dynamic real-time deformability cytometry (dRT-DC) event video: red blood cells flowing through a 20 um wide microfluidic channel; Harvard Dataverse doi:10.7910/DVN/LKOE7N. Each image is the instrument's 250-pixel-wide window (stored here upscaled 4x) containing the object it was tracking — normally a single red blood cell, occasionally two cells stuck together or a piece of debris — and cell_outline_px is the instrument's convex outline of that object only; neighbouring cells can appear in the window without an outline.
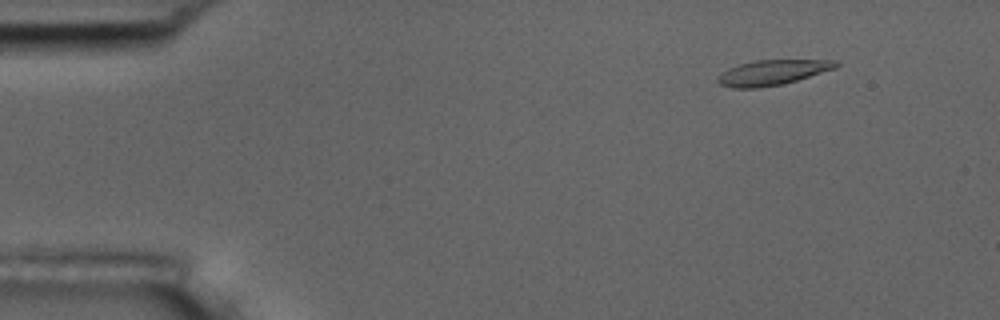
{"species": "common noctule bat (a hibernating species)", "species_latin": "Nyctalus noctula", "temperature_condition": "room temperature", "stored_images_in_passage": 50, "camera_frame_rate_fps": 3000, "um_per_image_px": 0.085, "animal": {"sex": "male", "body_mass_g": 17.5, "forearm_length_mm": 52.3}, "frame": {"image": 1, "passage_image": 1, "time_ms": 0.0, "image_size_px": [1000, 320], "cell_outline_px": [[840, 64], [836, 68], [784, 84], [760, 88], [732, 88], [720, 84], [716, 80], [716, 76], [720, 72], [728, 68], [740, 64], [756, 60], [836, 60]], "centroid_in_image_um": [65.62, 6.17], "position_along_channel_um": 19.4, "area_um2": 17.46}}
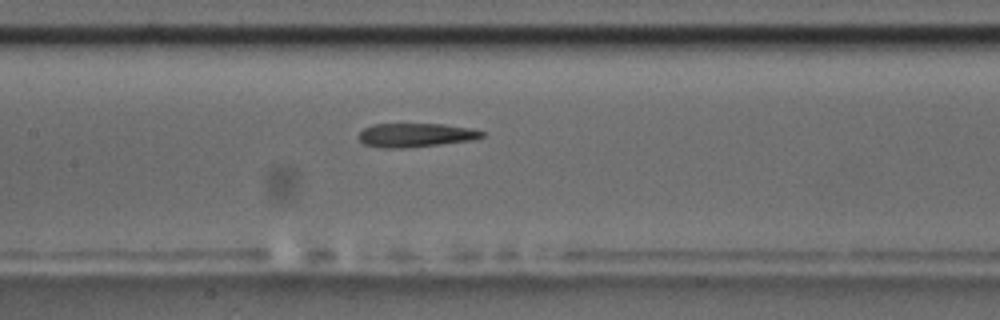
{"frame": {"image": 2, "passage_image": 21, "time_ms": 6.667, "image_size_px": [1000, 320], "cell_outline_px": [[488, 132], [484, 136], [472, 140], [408, 148], [380, 148], [364, 144], [356, 136], [364, 128], [372, 124], [444, 124], [472, 128]], "centroid_in_image_um": [35.34, 11.48], "position_along_channel_um": 172.1, "area_um2": 17.4}}
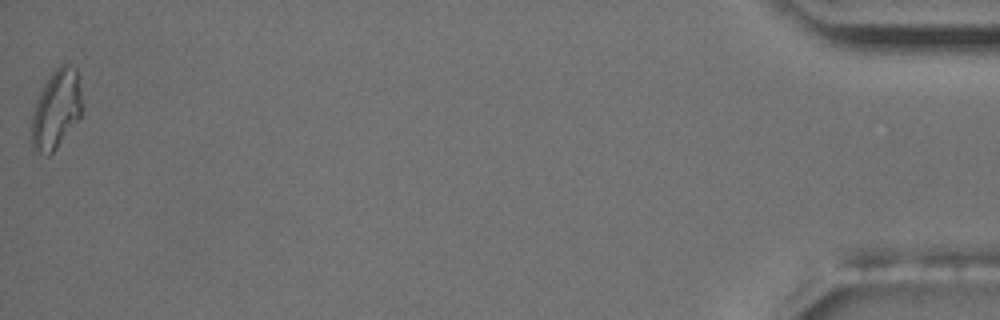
{"frame": {"image": 3, "passage_image": 50, "time_ms": 16.333, "image_size_px": [1000, 320], "cell_outline_px": [[80, 116], [56, 148], [48, 156], [32, 148], [32, 112], [36, 100], [44, 84], [52, 72], [60, 64], [68, 60], [76, 68], [80, 92]], "centroid_in_image_um": [4.76, 9.24], "position_along_channel_um": 430.4, "area_um2": 22.83}, "authors_computed_cell_mechanics": {"area_um2": 18.1492, "velocity_mm_per_s": 3.6665, "shape_relaxation_time_tau1_ms": 7.0862, "shape_relaxation_time_tau2_ms": 3.8345, "deformation_change_tau1": 0.2633, "deformation_change_tau2": 0.1344}}